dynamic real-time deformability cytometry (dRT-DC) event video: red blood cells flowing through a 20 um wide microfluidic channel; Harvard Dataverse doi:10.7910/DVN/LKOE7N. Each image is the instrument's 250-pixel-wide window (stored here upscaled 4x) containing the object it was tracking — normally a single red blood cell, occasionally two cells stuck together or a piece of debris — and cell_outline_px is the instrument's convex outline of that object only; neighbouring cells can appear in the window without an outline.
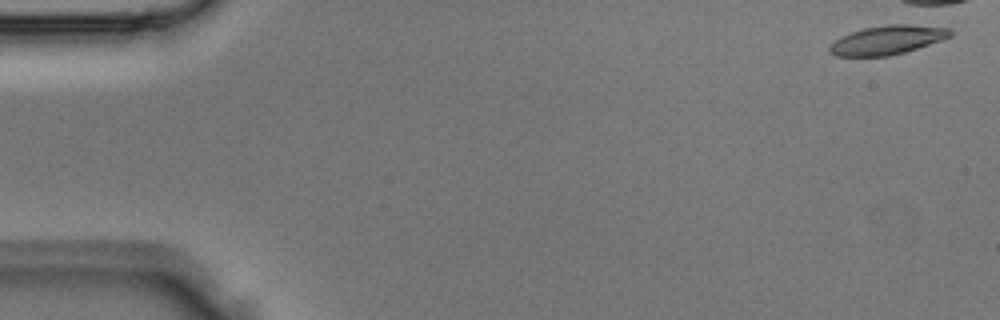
{"species": "Egyptian fruit bat (a non-hibernating species)", "species_latin": "Rousettus aegyptiacus", "temperature_condition": "room temperature", "stored_images_in_passage": 1, "camera_frame_rate_fps": 3000, "um_per_image_px": 0.085, "animal": {"sex": "male"}, "frame": {"image": 1, "passage_image": 1, "time_ms": 0.0, "image_size_px": [1000, 320], "cell_outline_px": [[952, 36], [904, 52], [888, 56], [836, 56], [828, 48], [840, 36], [864, 28], [888, 24], [908, 24], [948, 28], [952, 32]], "centroid_in_image_um": [75.42, 3.39], "position_along_channel_um": 9.6, "area_um2": 20.0}}